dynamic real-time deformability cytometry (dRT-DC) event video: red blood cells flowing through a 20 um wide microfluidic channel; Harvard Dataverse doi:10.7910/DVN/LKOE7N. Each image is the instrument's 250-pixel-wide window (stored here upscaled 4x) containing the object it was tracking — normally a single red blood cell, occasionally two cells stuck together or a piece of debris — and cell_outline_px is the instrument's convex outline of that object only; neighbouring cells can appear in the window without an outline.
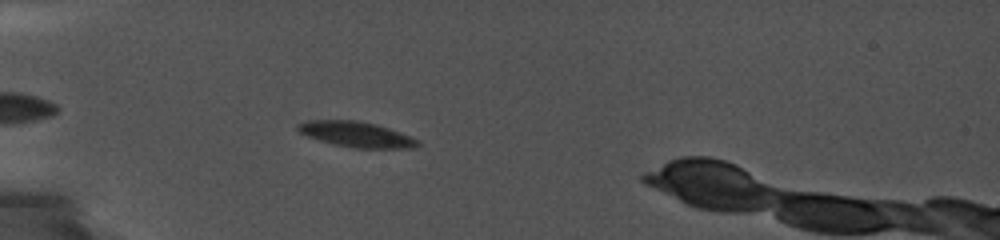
{"species": "common noctule bat (a hibernating species)", "species_latin": "Nyctalus noctula", "temperature_condition": "cold", "stored_images_in_passage": 22, "camera_frame_rate_fps": 5000, "um_per_image_px": 0.085, "animal": {"sex": "female", "body_mass_g": 19.0, "forearm_length_mm": 56.7}, "frame": {"image": 1, "passage_image": 21, "time_ms": 2.8, "image_size_px": [1000, 240], "cell_outline_px": [[420, 144], [412, 148], [356, 148], [332, 144], [308, 136], [300, 132], [296, 128], [296, 124], [308, 120], [360, 120], [376, 124], [400, 132], [420, 140]], "centroid_in_image_um": [30.29, 11.41], "position_along_channel_um": 54.7, "area_um2": 17.8}}